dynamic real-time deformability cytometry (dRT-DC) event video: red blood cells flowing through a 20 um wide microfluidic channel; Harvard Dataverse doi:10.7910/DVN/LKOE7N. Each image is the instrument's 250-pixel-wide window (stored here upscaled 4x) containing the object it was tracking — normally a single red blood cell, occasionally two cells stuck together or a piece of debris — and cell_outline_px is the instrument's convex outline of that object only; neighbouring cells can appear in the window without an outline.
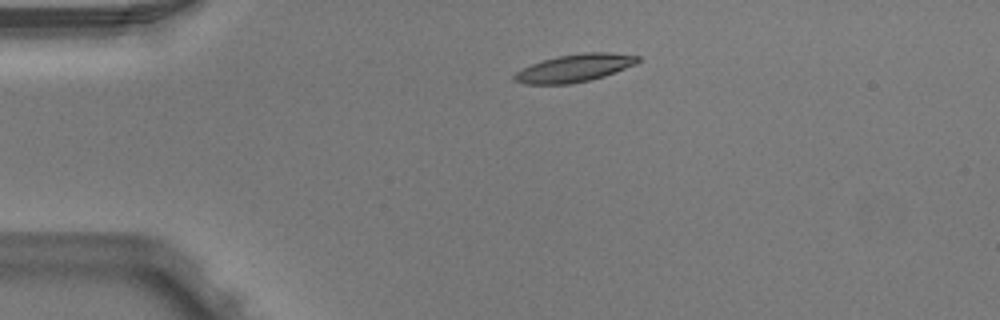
{"species": "Egyptian fruit bat (a non-hibernating species)", "species_latin": "Rousettus aegyptiacus", "temperature_condition": "warm", "stored_images_in_passage": 2, "camera_frame_rate_fps": 3000, "um_per_image_px": 0.085, "animal": {"sex": "male"}, "frame": {"image": 1, "passage_image": 1, "time_ms": 0.0, "image_size_px": [1000, 320], "cell_outline_px": [[640, 60], [636, 64], [604, 76], [588, 80], [568, 84], [524, 84], [512, 80], [512, 76], [516, 72], [532, 64], [556, 56], [584, 52], [608, 52], [640, 56]], "centroid_in_image_um": [48.83, 5.78], "position_along_channel_um": 36.2, "area_um2": 19.83}}